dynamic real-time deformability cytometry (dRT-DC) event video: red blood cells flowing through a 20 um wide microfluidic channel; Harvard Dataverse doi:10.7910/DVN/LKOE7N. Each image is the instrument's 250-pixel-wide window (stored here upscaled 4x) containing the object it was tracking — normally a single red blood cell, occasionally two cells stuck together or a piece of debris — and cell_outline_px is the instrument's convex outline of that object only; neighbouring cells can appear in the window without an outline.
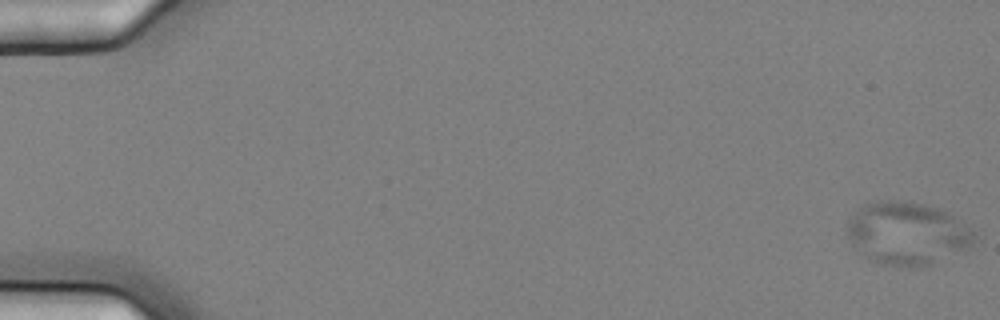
{"species": "common noctule bat (a hibernating species)", "species_latin": "Nyctalus noctula", "temperature_condition": "cold", "stored_images_in_passage": 5, "camera_frame_rate_fps": 3000, "um_per_image_px": 0.085, "animal": {"sex": "female", "body_mass_g": 25.1}, "frame": {"image": 1, "passage_image": 1, "time_ms": 0.0, "image_size_px": [1000, 320], "cell_outline_px": [[976, 236], [972, 244], [928, 264], [916, 268], [884, 264], [868, 256], [848, 236], [848, 220], [860, 208], [868, 204], [880, 200], [892, 200], [924, 204], [940, 208], [948, 212], [972, 232]], "centroid_in_image_um": [77.11, 19.8], "position_along_channel_um": 7.9, "area_um2": 44.62}}
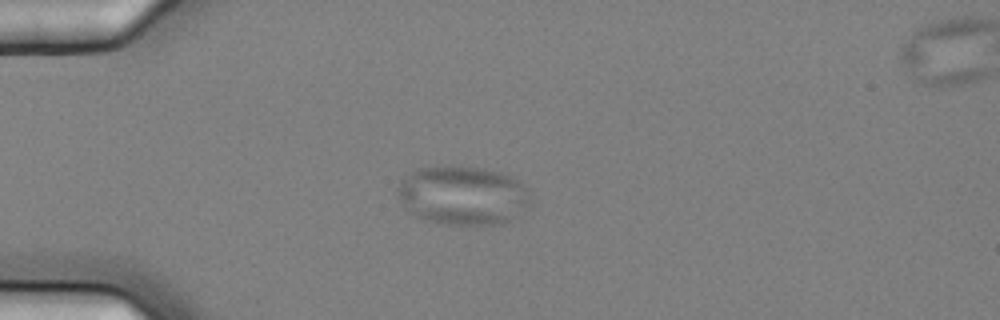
{"frame": {"image": 2, "passage_image": 5, "time_ms": 1.333, "image_size_px": [1000, 320], "cell_outline_px": [[532, 200], [528, 204], [504, 224], [448, 224], [428, 220], [416, 216], [400, 204], [396, 192], [396, 188], [400, 180], [404, 176], [416, 168], [444, 164], [460, 164], [508, 172], [532, 192]], "centroid_in_image_um": [39.31, 16.54], "position_along_channel_um": 45.7, "area_um2": 46.82}}